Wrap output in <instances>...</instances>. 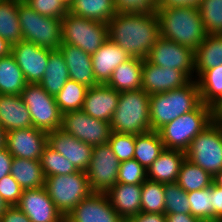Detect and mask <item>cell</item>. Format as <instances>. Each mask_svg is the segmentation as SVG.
Instances as JSON below:
<instances>
[{"label":"cell","mask_w":222,"mask_h":222,"mask_svg":"<svg viewBox=\"0 0 222 222\" xmlns=\"http://www.w3.org/2000/svg\"><path fill=\"white\" fill-rule=\"evenodd\" d=\"M107 25L108 38L131 57L146 59L160 37L155 11L117 12Z\"/></svg>","instance_id":"cell-1"},{"label":"cell","mask_w":222,"mask_h":222,"mask_svg":"<svg viewBox=\"0 0 222 222\" xmlns=\"http://www.w3.org/2000/svg\"><path fill=\"white\" fill-rule=\"evenodd\" d=\"M160 36L195 51L206 39L207 32L198 6L156 8Z\"/></svg>","instance_id":"cell-2"},{"label":"cell","mask_w":222,"mask_h":222,"mask_svg":"<svg viewBox=\"0 0 222 222\" xmlns=\"http://www.w3.org/2000/svg\"><path fill=\"white\" fill-rule=\"evenodd\" d=\"M201 103L196 79L191 80L181 88L150 95L151 129L158 131L179 116L195 110Z\"/></svg>","instance_id":"cell-3"},{"label":"cell","mask_w":222,"mask_h":222,"mask_svg":"<svg viewBox=\"0 0 222 222\" xmlns=\"http://www.w3.org/2000/svg\"><path fill=\"white\" fill-rule=\"evenodd\" d=\"M215 120V109L201 103L195 110L185 113L157 132L165 149L186 152L192 140Z\"/></svg>","instance_id":"cell-4"},{"label":"cell","mask_w":222,"mask_h":222,"mask_svg":"<svg viewBox=\"0 0 222 222\" xmlns=\"http://www.w3.org/2000/svg\"><path fill=\"white\" fill-rule=\"evenodd\" d=\"M150 95L142 88L122 91L110 122L117 133L138 135L152 131L150 124Z\"/></svg>","instance_id":"cell-5"},{"label":"cell","mask_w":222,"mask_h":222,"mask_svg":"<svg viewBox=\"0 0 222 222\" xmlns=\"http://www.w3.org/2000/svg\"><path fill=\"white\" fill-rule=\"evenodd\" d=\"M18 19L24 41L57 50L62 43V18L42 16L23 0L18 1Z\"/></svg>","instance_id":"cell-6"},{"label":"cell","mask_w":222,"mask_h":222,"mask_svg":"<svg viewBox=\"0 0 222 222\" xmlns=\"http://www.w3.org/2000/svg\"><path fill=\"white\" fill-rule=\"evenodd\" d=\"M186 158L214 179L222 177V124L216 119L200 132L185 152Z\"/></svg>","instance_id":"cell-7"},{"label":"cell","mask_w":222,"mask_h":222,"mask_svg":"<svg viewBox=\"0 0 222 222\" xmlns=\"http://www.w3.org/2000/svg\"><path fill=\"white\" fill-rule=\"evenodd\" d=\"M44 188L64 218L93 193L86 172L80 170L46 177Z\"/></svg>","instance_id":"cell-8"},{"label":"cell","mask_w":222,"mask_h":222,"mask_svg":"<svg viewBox=\"0 0 222 222\" xmlns=\"http://www.w3.org/2000/svg\"><path fill=\"white\" fill-rule=\"evenodd\" d=\"M108 39L107 23L81 18L67 12L62 18V43L94 54Z\"/></svg>","instance_id":"cell-9"},{"label":"cell","mask_w":222,"mask_h":222,"mask_svg":"<svg viewBox=\"0 0 222 222\" xmlns=\"http://www.w3.org/2000/svg\"><path fill=\"white\" fill-rule=\"evenodd\" d=\"M33 127L45 132L61 129L62 113L55 101V96L47 93L39 83H27L21 92Z\"/></svg>","instance_id":"cell-10"},{"label":"cell","mask_w":222,"mask_h":222,"mask_svg":"<svg viewBox=\"0 0 222 222\" xmlns=\"http://www.w3.org/2000/svg\"><path fill=\"white\" fill-rule=\"evenodd\" d=\"M61 129L91 146L108 143L112 133L109 122L95 119L82 109L62 114Z\"/></svg>","instance_id":"cell-11"},{"label":"cell","mask_w":222,"mask_h":222,"mask_svg":"<svg viewBox=\"0 0 222 222\" xmlns=\"http://www.w3.org/2000/svg\"><path fill=\"white\" fill-rule=\"evenodd\" d=\"M119 164L108 143L93 146L92 159L86 171L93 193L106 194L118 183Z\"/></svg>","instance_id":"cell-12"},{"label":"cell","mask_w":222,"mask_h":222,"mask_svg":"<svg viewBox=\"0 0 222 222\" xmlns=\"http://www.w3.org/2000/svg\"><path fill=\"white\" fill-rule=\"evenodd\" d=\"M146 59L160 67L183 71L191 80L195 79L194 51L189 47L160 36Z\"/></svg>","instance_id":"cell-13"},{"label":"cell","mask_w":222,"mask_h":222,"mask_svg":"<svg viewBox=\"0 0 222 222\" xmlns=\"http://www.w3.org/2000/svg\"><path fill=\"white\" fill-rule=\"evenodd\" d=\"M47 145V132L35 127L6 132L5 147L17 158L39 160Z\"/></svg>","instance_id":"cell-14"},{"label":"cell","mask_w":222,"mask_h":222,"mask_svg":"<svg viewBox=\"0 0 222 222\" xmlns=\"http://www.w3.org/2000/svg\"><path fill=\"white\" fill-rule=\"evenodd\" d=\"M51 51L22 40L12 45L11 54L22 70L26 82L39 83L45 74Z\"/></svg>","instance_id":"cell-15"},{"label":"cell","mask_w":222,"mask_h":222,"mask_svg":"<svg viewBox=\"0 0 222 222\" xmlns=\"http://www.w3.org/2000/svg\"><path fill=\"white\" fill-rule=\"evenodd\" d=\"M190 81L183 71L160 67L143 59L142 89L149 95L181 88Z\"/></svg>","instance_id":"cell-16"},{"label":"cell","mask_w":222,"mask_h":222,"mask_svg":"<svg viewBox=\"0 0 222 222\" xmlns=\"http://www.w3.org/2000/svg\"><path fill=\"white\" fill-rule=\"evenodd\" d=\"M31 222H64L46 189H25L16 205Z\"/></svg>","instance_id":"cell-17"},{"label":"cell","mask_w":222,"mask_h":222,"mask_svg":"<svg viewBox=\"0 0 222 222\" xmlns=\"http://www.w3.org/2000/svg\"><path fill=\"white\" fill-rule=\"evenodd\" d=\"M47 144L67 158L77 170L87 171L92 159L93 146L78 140L62 129L48 132Z\"/></svg>","instance_id":"cell-18"},{"label":"cell","mask_w":222,"mask_h":222,"mask_svg":"<svg viewBox=\"0 0 222 222\" xmlns=\"http://www.w3.org/2000/svg\"><path fill=\"white\" fill-rule=\"evenodd\" d=\"M69 222H125L103 193H92L83 199L66 217Z\"/></svg>","instance_id":"cell-19"},{"label":"cell","mask_w":222,"mask_h":222,"mask_svg":"<svg viewBox=\"0 0 222 222\" xmlns=\"http://www.w3.org/2000/svg\"><path fill=\"white\" fill-rule=\"evenodd\" d=\"M120 92L106 84L87 89L82 110L95 119L111 122L117 108Z\"/></svg>","instance_id":"cell-20"},{"label":"cell","mask_w":222,"mask_h":222,"mask_svg":"<svg viewBox=\"0 0 222 222\" xmlns=\"http://www.w3.org/2000/svg\"><path fill=\"white\" fill-rule=\"evenodd\" d=\"M131 56L109 38L91 55L94 77L98 84H107L113 71Z\"/></svg>","instance_id":"cell-21"},{"label":"cell","mask_w":222,"mask_h":222,"mask_svg":"<svg viewBox=\"0 0 222 222\" xmlns=\"http://www.w3.org/2000/svg\"><path fill=\"white\" fill-rule=\"evenodd\" d=\"M58 49L64 56L70 80L88 88L99 85L94 77L91 55L69 44H61Z\"/></svg>","instance_id":"cell-22"},{"label":"cell","mask_w":222,"mask_h":222,"mask_svg":"<svg viewBox=\"0 0 222 222\" xmlns=\"http://www.w3.org/2000/svg\"><path fill=\"white\" fill-rule=\"evenodd\" d=\"M142 184L117 183L107 193L111 206L127 221L141 212Z\"/></svg>","instance_id":"cell-23"},{"label":"cell","mask_w":222,"mask_h":222,"mask_svg":"<svg viewBox=\"0 0 222 222\" xmlns=\"http://www.w3.org/2000/svg\"><path fill=\"white\" fill-rule=\"evenodd\" d=\"M0 124L6 132L33 127L21 95L0 94Z\"/></svg>","instance_id":"cell-24"},{"label":"cell","mask_w":222,"mask_h":222,"mask_svg":"<svg viewBox=\"0 0 222 222\" xmlns=\"http://www.w3.org/2000/svg\"><path fill=\"white\" fill-rule=\"evenodd\" d=\"M185 158L183 151L164 149L147 169V179L164 184L176 182Z\"/></svg>","instance_id":"cell-25"},{"label":"cell","mask_w":222,"mask_h":222,"mask_svg":"<svg viewBox=\"0 0 222 222\" xmlns=\"http://www.w3.org/2000/svg\"><path fill=\"white\" fill-rule=\"evenodd\" d=\"M143 59L131 57L120 64L106 84L118 92L133 91L142 88Z\"/></svg>","instance_id":"cell-26"},{"label":"cell","mask_w":222,"mask_h":222,"mask_svg":"<svg viewBox=\"0 0 222 222\" xmlns=\"http://www.w3.org/2000/svg\"><path fill=\"white\" fill-rule=\"evenodd\" d=\"M10 174L23 190L41 188L46 179L41 162L25 158L13 157Z\"/></svg>","instance_id":"cell-27"},{"label":"cell","mask_w":222,"mask_h":222,"mask_svg":"<svg viewBox=\"0 0 222 222\" xmlns=\"http://www.w3.org/2000/svg\"><path fill=\"white\" fill-rule=\"evenodd\" d=\"M69 79V72L63 54L59 49L52 50L49 54L45 74L39 84L47 93L56 96Z\"/></svg>","instance_id":"cell-28"},{"label":"cell","mask_w":222,"mask_h":222,"mask_svg":"<svg viewBox=\"0 0 222 222\" xmlns=\"http://www.w3.org/2000/svg\"><path fill=\"white\" fill-rule=\"evenodd\" d=\"M194 58L195 79L205 70L222 65V35H207L206 39L194 51Z\"/></svg>","instance_id":"cell-29"},{"label":"cell","mask_w":222,"mask_h":222,"mask_svg":"<svg viewBox=\"0 0 222 222\" xmlns=\"http://www.w3.org/2000/svg\"><path fill=\"white\" fill-rule=\"evenodd\" d=\"M68 12L104 23H108L117 13L114 0H74Z\"/></svg>","instance_id":"cell-30"},{"label":"cell","mask_w":222,"mask_h":222,"mask_svg":"<svg viewBox=\"0 0 222 222\" xmlns=\"http://www.w3.org/2000/svg\"><path fill=\"white\" fill-rule=\"evenodd\" d=\"M26 84L23 72L13 55L0 57V94L21 95Z\"/></svg>","instance_id":"cell-31"},{"label":"cell","mask_w":222,"mask_h":222,"mask_svg":"<svg viewBox=\"0 0 222 222\" xmlns=\"http://www.w3.org/2000/svg\"><path fill=\"white\" fill-rule=\"evenodd\" d=\"M196 78L202 103L216 109L222 103V65L205 70Z\"/></svg>","instance_id":"cell-32"},{"label":"cell","mask_w":222,"mask_h":222,"mask_svg":"<svg viewBox=\"0 0 222 222\" xmlns=\"http://www.w3.org/2000/svg\"><path fill=\"white\" fill-rule=\"evenodd\" d=\"M19 0H0V37L14 45L23 40L18 19Z\"/></svg>","instance_id":"cell-33"},{"label":"cell","mask_w":222,"mask_h":222,"mask_svg":"<svg viewBox=\"0 0 222 222\" xmlns=\"http://www.w3.org/2000/svg\"><path fill=\"white\" fill-rule=\"evenodd\" d=\"M163 142L157 131L136 135L134 157L146 170L164 150Z\"/></svg>","instance_id":"cell-34"},{"label":"cell","mask_w":222,"mask_h":222,"mask_svg":"<svg viewBox=\"0 0 222 222\" xmlns=\"http://www.w3.org/2000/svg\"><path fill=\"white\" fill-rule=\"evenodd\" d=\"M207 171L193 164L187 158L183 161L176 183L187 193L195 190H203L215 181Z\"/></svg>","instance_id":"cell-35"},{"label":"cell","mask_w":222,"mask_h":222,"mask_svg":"<svg viewBox=\"0 0 222 222\" xmlns=\"http://www.w3.org/2000/svg\"><path fill=\"white\" fill-rule=\"evenodd\" d=\"M88 87L73 80H67L55 96V101L62 114L81 110Z\"/></svg>","instance_id":"cell-36"},{"label":"cell","mask_w":222,"mask_h":222,"mask_svg":"<svg viewBox=\"0 0 222 222\" xmlns=\"http://www.w3.org/2000/svg\"><path fill=\"white\" fill-rule=\"evenodd\" d=\"M141 212L165 214L164 183H159L149 179H146L142 183Z\"/></svg>","instance_id":"cell-37"},{"label":"cell","mask_w":222,"mask_h":222,"mask_svg":"<svg viewBox=\"0 0 222 222\" xmlns=\"http://www.w3.org/2000/svg\"><path fill=\"white\" fill-rule=\"evenodd\" d=\"M40 162L45 177L67 175L78 171L67 158L48 144L43 149Z\"/></svg>","instance_id":"cell-38"},{"label":"cell","mask_w":222,"mask_h":222,"mask_svg":"<svg viewBox=\"0 0 222 222\" xmlns=\"http://www.w3.org/2000/svg\"><path fill=\"white\" fill-rule=\"evenodd\" d=\"M208 35H222V0H201L198 5Z\"/></svg>","instance_id":"cell-39"},{"label":"cell","mask_w":222,"mask_h":222,"mask_svg":"<svg viewBox=\"0 0 222 222\" xmlns=\"http://www.w3.org/2000/svg\"><path fill=\"white\" fill-rule=\"evenodd\" d=\"M190 202V214L202 222H213L212 193L210 187L187 193Z\"/></svg>","instance_id":"cell-40"},{"label":"cell","mask_w":222,"mask_h":222,"mask_svg":"<svg viewBox=\"0 0 222 222\" xmlns=\"http://www.w3.org/2000/svg\"><path fill=\"white\" fill-rule=\"evenodd\" d=\"M165 215L168 214H190V202L187 192L176 182L164 184Z\"/></svg>","instance_id":"cell-41"},{"label":"cell","mask_w":222,"mask_h":222,"mask_svg":"<svg viewBox=\"0 0 222 222\" xmlns=\"http://www.w3.org/2000/svg\"><path fill=\"white\" fill-rule=\"evenodd\" d=\"M136 135L113 132L108 144L120 162L134 157Z\"/></svg>","instance_id":"cell-42"},{"label":"cell","mask_w":222,"mask_h":222,"mask_svg":"<svg viewBox=\"0 0 222 222\" xmlns=\"http://www.w3.org/2000/svg\"><path fill=\"white\" fill-rule=\"evenodd\" d=\"M147 179V170L135 159L120 162L117 181L124 184H142Z\"/></svg>","instance_id":"cell-43"},{"label":"cell","mask_w":222,"mask_h":222,"mask_svg":"<svg viewBox=\"0 0 222 222\" xmlns=\"http://www.w3.org/2000/svg\"><path fill=\"white\" fill-rule=\"evenodd\" d=\"M42 16L63 18L68 8L60 0H23Z\"/></svg>","instance_id":"cell-44"},{"label":"cell","mask_w":222,"mask_h":222,"mask_svg":"<svg viewBox=\"0 0 222 222\" xmlns=\"http://www.w3.org/2000/svg\"><path fill=\"white\" fill-rule=\"evenodd\" d=\"M23 189L11 174L0 179V195L9 206H16Z\"/></svg>","instance_id":"cell-45"},{"label":"cell","mask_w":222,"mask_h":222,"mask_svg":"<svg viewBox=\"0 0 222 222\" xmlns=\"http://www.w3.org/2000/svg\"><path fill=\"white\" fill-rule=\"evenodd\" d=\"M159 0H114L116 12H152Z\"/></svg>","instance_id":"cell-46"},{"label":"cell","mask_w":222,"mask_h":222,"mask_svg":"<svg viewBox=\"0 0 222 222\" xmlns=\"http://www.w3.org/2000/svg\"><path fill=\"white\" fill-rule=\"evenodd\" d=\"M212 193L213 222H222V184L215 180L210 186Z\"/></svg>","instance_id":"cell-47"},{"label":"cell","mask_w":222,"mask_h":222,"mask_svg":"<svg viewBox=\"0 0 222 222\" xmlns=\"http://www.w3.org/2000/svg\"><path fill=\"white\" fill-rule=\"evenodd\" d=\"M0 222H31V221L17 206H9L0 216Z\"/></svg>","instance_id":"cell-48"},{"label":"cell","mask_w":222,"mask_h":222,"mask_svg":"<svg viewBox=\"0 0 222 222\" xmlns=\"http://www.w3.org/2000/svg\"><path fill=\"white\" fill-rule=\"evenodd\" d=\"M126 222H166V215L164 213L152 214L140 212L130 217Z\"/></svg>","instance_id":"cell-49"},{"label":"cell","mask_w":222,"mask_h":222,"mask_svg":"<svg viewBox=\"0 0 222 222\" xmlns=\"http://www.w3.org/2000/svg\"><path fill=\"white\" fill-rule=\"evenodd\" d=\"M13 156L8 152L6 147L0 149V179L11 172Z\"/></svg>","instance_id":"cell-50"},{"label":"cell","mask_w":222,"mask_h":222,"mask_svg":"<svg viewBox=\"0 0 222 222\" xmlns=\"http://www.w3.org/2000/svg\"><path fill=\"white\" fill-rule=\"evenodd\" d=\"M201 0H159L157 8H169L175 6H198Z\"/></svg>","instance_id":"cell-51"},{"label":"cell","mask_w":222,"mask_h":222,"mask_svg":"<svg viewBox=\"0 0 222 222\" xmlns=\"http://www.w3.org/2000/svg\"><path fill=\"white\" fill-rule=\"evenodd\" d=\"M166 222H202L199 218L191 214H168L166 215Z\"/></svg>","instance_id":"cell-52"},{"label":"cell","mask_w":222,"mask_h":222,"mask_svg":"<svg viewBox=\"0 0 222 222\" xmlns=\"http://www.w3.org/2000/svg\"><path fill=\"white\" fill-rule=\"evenodd\" d=\"M11 51H12V45L8 41L0 37V57L10 55Z\"/></svg>","instance_id":"cell-53"},{"label":"cell","mask_w":222,"mask_h":222,"mask_svg":"<svg viewBox=\"0 0 222 222\" xmlns=\"http://www.w3.org/2000/svg\"><path fill=\"white\" fill-rule=\"evenodd\" d=\"M6 141V131L4 130L3 126L0 124V149L5 147Z\"/></svg>","instance_id":"cell-54"},{"label":"cell","mask_w":222,"mask_h":222,"mask_svg":"<svg viewBox=\"0 0 222 222\" xmlns=\"http://www.w3.org/2000/svg\"><path fill=\"white\" fill-rule=\"evenodd\" d=\"M215 119L222 124V103L215 109Z\"/></svg>","instance_id":"cell-55"},{"label":"cell","mask_w":222,"mask_h":222,"mask_svg":"<svg viewBox=\"0 0 222 222\" xmlns=\"http://www.w3.org/2000/svg\"><path fill=\"white\" fill-rule=\"evenodd\" d=\"M9 207V205L5 202V200L0 195V216L4 213V211Z\"/></svg>","instance_id":"cell-56"},{"label":"cell","mask_w":222,"mask_h":222,"mask_svg":"<svg viewBox=\"0 0 222 222\" xmlns=\"http://www.w3.org/2000/svg\"><path fill=\"white\" fill-rule=\"evenodd\" d=\"M68 9L74 3V0H60Z\"/></svg>","instance_id":"cell-57"},{"label":"cell","mask_w":222,"mask_h":222,"mask_svg":"<svg viewBox=\"0 0 222 222\" xmlns=\"http://www.w3.org/2000/svg\"><path fill=\"white\" fill-rule=\"evenodd\" d=\"M222 184V177L220 179H217Z\"/></svg>","instance_id":"cell-58"}]
</instances>
